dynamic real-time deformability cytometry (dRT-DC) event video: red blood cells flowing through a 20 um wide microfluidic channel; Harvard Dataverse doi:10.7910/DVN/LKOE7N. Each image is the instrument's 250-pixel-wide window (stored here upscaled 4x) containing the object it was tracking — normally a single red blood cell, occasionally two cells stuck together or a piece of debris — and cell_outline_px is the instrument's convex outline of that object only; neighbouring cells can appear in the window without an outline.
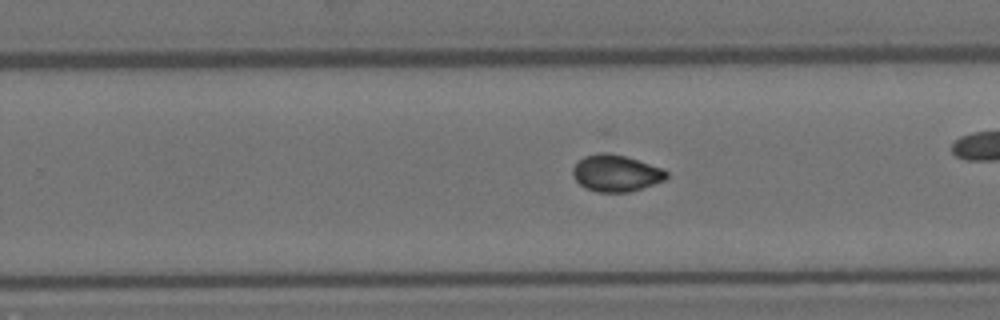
{"species": "Egyptian fruit bat (a non-hibernating species)", "species_latin": "Rousettus aegyptiacus", "temperature_condition": "room temperature", "stored_images_in_passage": 40, "camera_frame_rate_fps": 3000, "um_per_image_px": 0.085, "animal": {"sex": "female"}, "frame": {"image": 1, "passage_image": 18, "time_ms": 5.667, "image_size_px": [1000, 320], "cell_outline_px": [[668, 176], [664, 180], [628, 192], [596, 192], [584, 188], [576, 180], [572, 172], [572, 168], [584, 156], [600, 152], [608, 152], [624, 156], [664, 168], [668, 172]], "centroid_in_image_um": [52.35, 14.71], "position_along_channel_um": 277.5, "area_um2": 19.94}}